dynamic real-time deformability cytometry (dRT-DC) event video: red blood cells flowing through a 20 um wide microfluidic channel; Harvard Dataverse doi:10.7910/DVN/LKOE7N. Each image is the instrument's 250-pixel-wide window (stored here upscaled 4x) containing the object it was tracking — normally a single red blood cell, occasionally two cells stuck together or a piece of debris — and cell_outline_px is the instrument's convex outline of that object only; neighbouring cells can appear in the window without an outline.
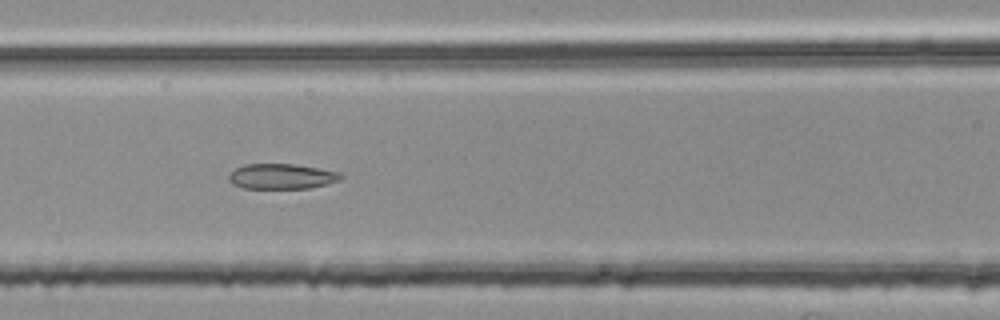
{"species": "common noctule bat (a hibernating species)", "species_latin": "Nyctalus noctula", "temperature_condition": "room temperature", "stored_images_in_passage": 47, "segment_of_instrument_passage": [2, 2], "camera_frame_rate_fps": 3000, "um_per_image_px": 0.085, "animal": {"sex": "female", "body_mass_g": 25.1}, "frame": {"image": 1, "passage_image": 22, "time_ms": 7.0, "image_size_px": [1000, 320], "cell_outline_px": [[344, 176], [340, 180], [328, 184], [308, 188], [244, 188], [232, 184], [228, 180], [228, 176], [236, 168], [244, 164], [296, 164], [340, 172]], "centroid_in_image_um": [23.96, 14.99], "position_along_channel_um": 142.6, "area_um2": 16.53}}
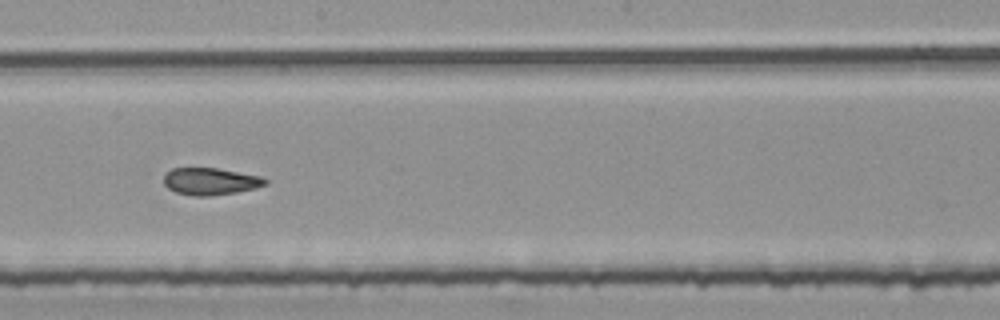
{"frame": {"image": 2, "passage_image": 29, "time_ms": 9.333, "image_size_px": [1000, 320], "cell_outline_px": [[268, 184], [256, 188], [236, 192], [208, 196], [192, 196], [176, 192], [168, 188], [164, 184], [164, 176], [172, 168], [216, 168], [264, 176], [268, 180]], "centroid_in_image_um": [17.93, 15.41], "position_along_channel_um": 230.3, "area_um2": 16.13}}
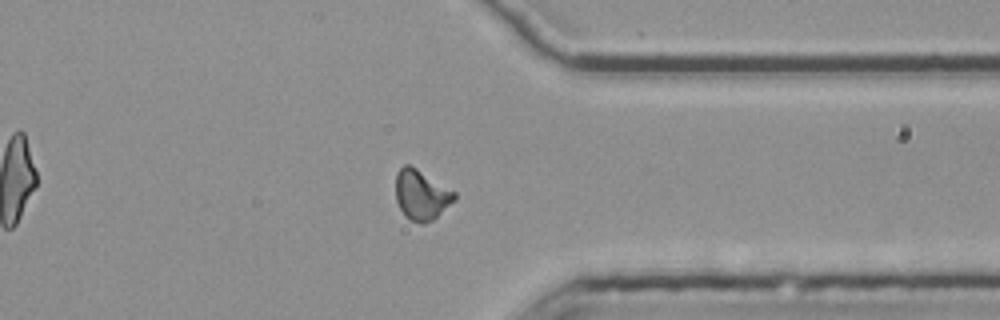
{"frame": {"image": 3, "passage_image": 41, "time_ms": 13.333, "image_size_px": [1000, 320], "cell_outline_px": [[456, 200], [432, 220], [424, 224], [420, 224], [408, 220], [404, 216], [396, 200], [396, 172], [404, 164], [408, 164], [416, 168], [456, 192]], "centroid_in_image_um": [35.81, 16.58], "position_along_channel_um": 375.6, "area_um2": 17.22}}